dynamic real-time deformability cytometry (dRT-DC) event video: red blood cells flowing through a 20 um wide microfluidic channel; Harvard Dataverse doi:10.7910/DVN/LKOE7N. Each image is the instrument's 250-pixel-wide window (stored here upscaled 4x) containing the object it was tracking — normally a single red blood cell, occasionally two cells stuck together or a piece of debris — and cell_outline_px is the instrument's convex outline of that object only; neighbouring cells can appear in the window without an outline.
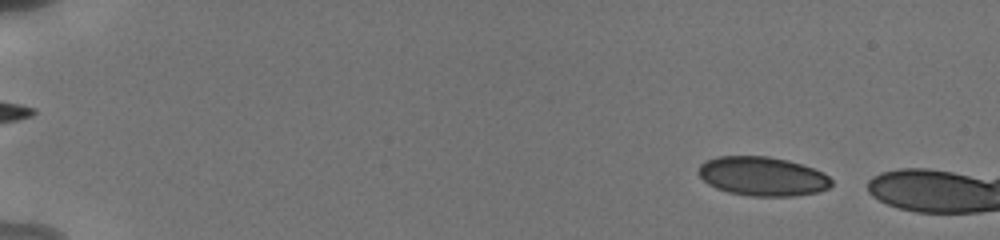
{"species": "human", "species_latin": "Homo sapiens", "temperature_condition": "cold", "stored_images_in_passage": 7, "camera_frame_rate_fps": 3000, "um_per_image_px": 0.085, "donor": {"sex": "male"}, "frame": {"image": 1, "passage_image": 1, "time_ms": 0.0, "image_size_px": [1000, 240], "cell_outline_px": [[832, 184], [828, 188], [816, 192], [792, 196], [752, 196], [728, 192], [716, 188], [708, 184], [696, 172], [700, 164], [704, 160], [716, 156], [768, 156], [788, 160], [824, 172], [832, 180]], "centroid_in_image_um": [64.77, 14.97], "position_along_channel_um": 20.2, "area_um2": 30.4}}